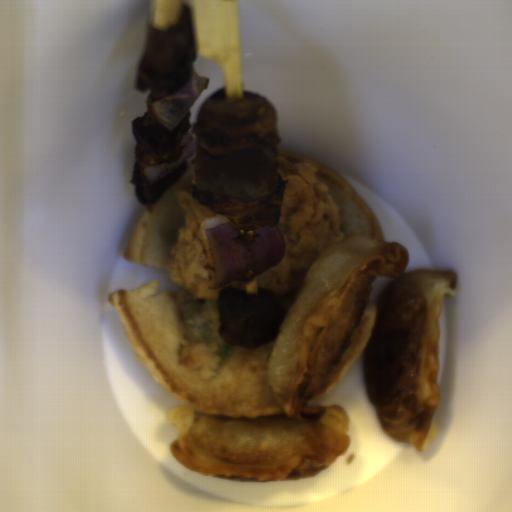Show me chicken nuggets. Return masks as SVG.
<instances>
[{"label":"chicken nuggets","instance_id":"chicken-nuggets-1","mask_svg":"<svg viewBox=\"0 0 512 512\" xmlns=\"http://www.w3.org/2000/svg\"><path fill=\"white\" fill-rule=\"evenodd\" d=\"M191 134L210 156H222L243 149L275 148L277 113L269 100L256 92L227 96L221 88L210 94L198 111Z\"/></svg>","mask_w":512,"mask_h":512},{"label":"chicken nuggets","instance_id":"chicken-nuggets-2","mask_svg":"<svg viewBox=\"0 0 512 512\" xmlns=\"http://www.w3.org/2000/svg\"><path fill=\"white\" fill-rule=\"evenodd\" d=\"M196 57L192 11L184 5L176 24L149 26L136 73L137 91L149 92L153 101L172 96L191 79Z\"/></svg>","mask_w":512,"mask_h":512},{"label":"chicken nuggets","instance_id":"chicken-nuggets-3","mask_svg":"<svg viewBox=\"0 0 512 512\" xmlns=\"http://www.w3.org/2000/svg\"><path fill=\"white\" fill-rule=\"evenodd\" d=\"M190 120L188 110L175 129L169 130L155 121L149 111L132 119L135 161L129 182L134 185L135 198L144 206L160 203L186 173L188 165L185 164L161 180H149L145 170L148 166L178 161Z\"/></svg>","mask_w":512,"mask_h":512},{"label":"chicken nuggets","instance_id":"chicken-nuggets-4","mask_svg":"<svg viewBox=\"0 0 512 512\" xmlns=\"http://www.w3.org/2000/svg\"><path fill=\"white\" fill-rule=\"evenodd\" d=\"M219 336L227 345L255 349L276 339L285 314L265 289L246 292L232 287L217 297Z\"/></svg>","mask_w":512,"mask_h":512},{"label":"chicken nuggets","instance_id":"chicken-nuggets-5","mask_svg":"<svg viewBox=\"0 0 512 512\" xmlns=\"http://www.w3.org/2000/svg\"><path fill=\"white\" fill-rule=\"evenodd\" d=\"M285 188L286 184L279 175V189L273 195L245 200L200 191L196 183L192 187V198L216 216H225L235 229L252 231L279 228Z\"/></svg>","mask_w":512,"mask_h":512}]
</instances>
